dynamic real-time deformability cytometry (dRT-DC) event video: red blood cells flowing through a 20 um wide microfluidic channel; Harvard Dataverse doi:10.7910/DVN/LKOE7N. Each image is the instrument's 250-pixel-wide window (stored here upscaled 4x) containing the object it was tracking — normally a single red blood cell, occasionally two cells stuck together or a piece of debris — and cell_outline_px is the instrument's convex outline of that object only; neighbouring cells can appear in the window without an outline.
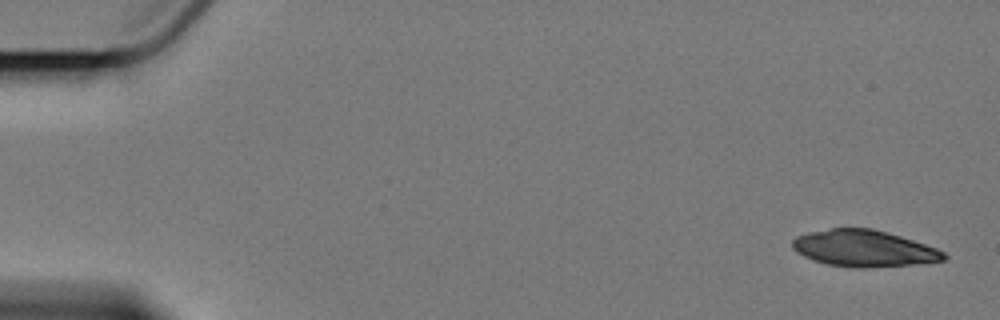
{"species": "Egyptian fruit bat (a non-hibernating species)", "species_latin": "Rousettus aegyptiacus", "temperature_condition": "cold", "stored_images_in_passage": 5, "camera_frame_rate_fps": 3000, "um_per_image_px": 0.085, "animal": {"sex": "female"}, "frame": {"image": 1, "passage_image": 1, "time_ms": 0.0, "image_size_px": [1000, 320], "cell_outline_px": [[948, 256], [944, 260], [912, 264], [864, 268], [852, 268], [828, 264], [812, 260], [796, 252], [792, 248], [792, 240], [796, 236], [808, 232], [832, 228], [872, 228], [900, 236], [936, 248], [944, 252]], "centroid_in_image_um": [73.38, 21.11], "position_along_channel_um": 11.6, "area_um2": 32.14}}